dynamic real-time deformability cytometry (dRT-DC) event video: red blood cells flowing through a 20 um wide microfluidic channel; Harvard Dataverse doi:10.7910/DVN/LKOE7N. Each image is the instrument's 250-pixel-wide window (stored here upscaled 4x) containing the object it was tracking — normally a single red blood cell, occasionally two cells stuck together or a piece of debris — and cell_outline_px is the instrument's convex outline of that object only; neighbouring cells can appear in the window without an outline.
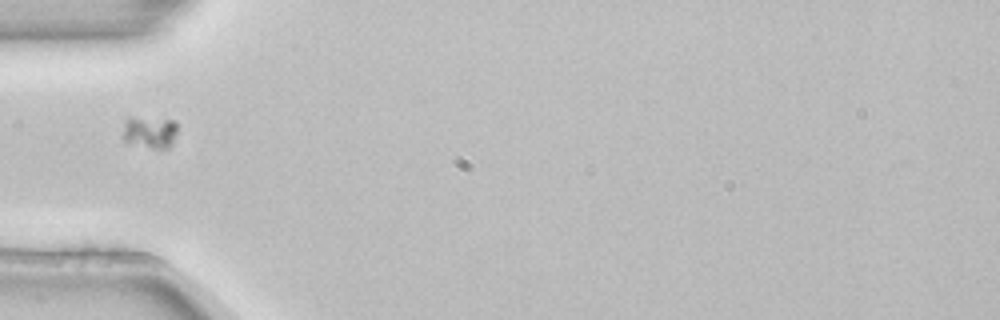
{"species": "common noctule bat (a hibernating species)", "species_latin": "Nyctalus noctula", "temperature_condition": "room temperature", "stored_images_in_passage": 1, "camera_frame_rate_fps": 3000, "um_per_image_px": 0.085, "animal": {"sex": "female", "body_mass_g": 22.7, "forearm_length_mm": 54.2}, "frame": {"image": 1, "passage_image": 1, "time_ms": 0.0, "image_size_px": [1000, 320], "cell_outline_px": [[176, 132], [172, 144], [168, 148], [152, 148], [124, 140], [124, 124], [128, 116], [132, 116], [172, 120], [176, 124]], "centroid_in_image_um": [12.74, 11.2], "position_along_channel_um": 72.3, "area_um2": 10.0}}